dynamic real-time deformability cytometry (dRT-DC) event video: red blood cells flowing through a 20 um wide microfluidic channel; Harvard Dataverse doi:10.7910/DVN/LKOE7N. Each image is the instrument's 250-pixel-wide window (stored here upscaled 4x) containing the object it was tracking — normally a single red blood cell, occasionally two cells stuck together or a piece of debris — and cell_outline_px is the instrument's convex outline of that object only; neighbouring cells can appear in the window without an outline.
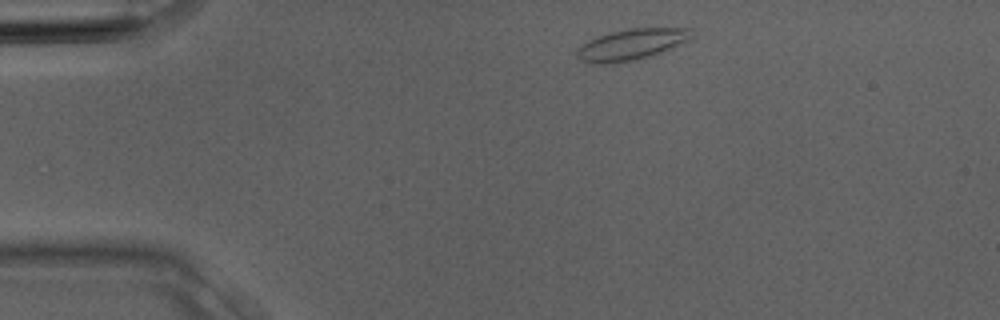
{"species": "Egyptian fruit bat (a non-hibernating species)", "species_latin": "Rousettus aegyptiacus", "temperature_condition": "room temperature", "stored_images_in_passage": 2, "camera_frame_rate_fps": 3000, "um_per_image_px": 0.085, "animal": {"sex": "male"}, "frame": {"image": 1, "passage_image": 1, "time_ms": 0.0, "image_size_px": [1000, 320], "cell_outline_px": [[692, 36], [688, 40], [660, 52], [636, 60], [608, 64], [592, 64], [580, 60], [576, 56], [576, 48], [580, 44], [588, 40], [612, 32], [628, 28], [692, 28]], "centroid_in_image_um": [53.6, 3.79], "position_along_channel_um": 31.4, "area_um2": 20.69}}